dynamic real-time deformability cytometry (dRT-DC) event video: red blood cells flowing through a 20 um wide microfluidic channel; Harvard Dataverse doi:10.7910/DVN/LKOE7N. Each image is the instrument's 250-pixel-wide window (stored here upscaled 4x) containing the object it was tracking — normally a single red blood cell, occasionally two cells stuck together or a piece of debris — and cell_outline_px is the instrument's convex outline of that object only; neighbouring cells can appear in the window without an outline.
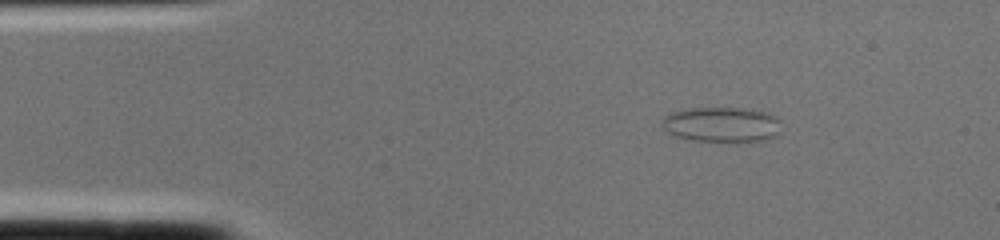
{"species": "common noctule bat (a hibernating species)", "species_latin": "Nyctalus noctula", "temperature_condition": "cold", "stored_images_in_passage": 2, "camera_frame_rate_fps": 3000, "um_per_image_px": 0.085, "animal": {"sex": "female", "body_mass_g": 22.0, "forearm_length_mm": 56.7}, "frame": {"image": 1, "passage_image": 1, "time_ms": 0.0, "image_size_px": [1000, 240], "cell_outline_px": [[780, 132], [776, 136], [764, 140], [692, 140], [676, 136], [668, 132], [660, 124], [660, 120], [668, 112], [688, 108], [744, 108], [768, 112], [776, 116], [780, 120]], "centroid_in_image_um": [61.33, 10.55], "position_along_channel_um": 23.7, "area_um2": 24.39}}